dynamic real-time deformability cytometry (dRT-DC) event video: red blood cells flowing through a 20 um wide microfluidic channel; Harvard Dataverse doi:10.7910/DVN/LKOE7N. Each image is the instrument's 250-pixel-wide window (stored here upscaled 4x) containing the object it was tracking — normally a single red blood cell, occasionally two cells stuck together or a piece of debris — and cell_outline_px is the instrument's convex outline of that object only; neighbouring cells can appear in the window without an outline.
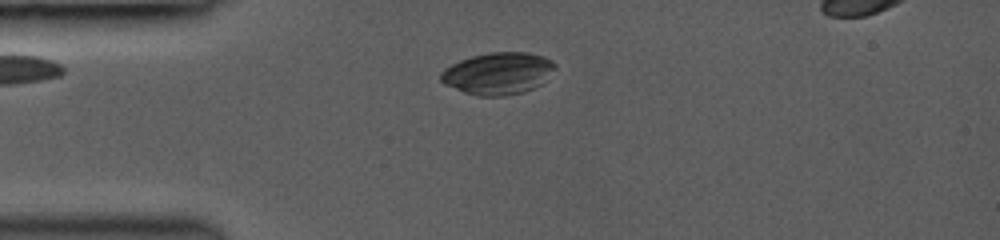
{"species": "common noctule bat (a hibernating species)", "species_latin": "Nyctalus noctula", "temperature_condition": "room temperature", "stored_images_in_passage": 4, "camera_frame_rate_fps": 3000, "um_per_image_px": 0.085, "animal": {"sex": "female", "body_mass_g": 19.0, "forearm_length_mm": 53.3}, "frame": {"image": 1, "passage_image": 1, "time_ms": 0.0, "image_size_px": [1000, 240], "cell_outline_px": [[556, 68], [540, 84], [524, 92], [504, 96], [476, 96], [464, 92], [444, 84], [440, 80], [440, 72], [444, 68], [460, 60], [472, 56], [488, 52], [528, 52], [544, 56], [552, 60], [556, 64]], "centroid_in_image_um": [42.32, 6.23], "position_along_channel_um": 42.7, "area_um2": 28.09}}